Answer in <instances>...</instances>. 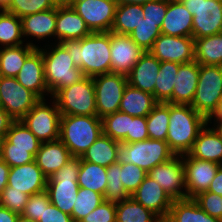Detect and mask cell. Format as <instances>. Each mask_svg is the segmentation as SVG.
<instances>
[{"label":"cell","mask_w":222,"mask_h":222,"mask_svg":"<svg viewBox=\"0 0 222 222\" xmlns=\"http://www.w3.org/2000/svg\"><path fill=\"white\" fill-rule=\"evenodd\" d=\"M62 44L84 76L111 73L110 31L92 32L82 39L68 40Z\"/></svg>","instance_id":"1"},{"label":"cell","mask_w":222,"mask_h":222,"mask_svg":"<svg viewBox=\"0 0 222 222\" xmlns=\"http://www.w3.org/2000/svg\"><path fill=\"white\" fill-rule=\"evenodd\" d=\"M169 115L166 142L175 155L188 154L208 120L191 105L169 103Z\"/></svg>","instance_id":"2"},{"label":"cell","mask_w":222,"mask_h":222,"mask_svg":"<svg viewBox=\"0 0 222 222\" xmlns=\"http://www.w3.org/2000/svg\"><path fill=\"white\" fill-rule=\"evenodd\" d=\"M54 45H48V50L46 46L45 49L38 47L42 52L45 81L51 97L60 89L77 83L85 77L82 70L74 65L66 47L58 42Z\"/></svg>","instance_id":"3"},{"label":"cell","mask_w":222,"mask_h":222,"mask_svg":"<svg viewBox=\"0 0 222 222\" xmlns=\"http://www.w3.org/2000/svg\"><path fill=\"white\" fill-rule=\"evenodd\" d=\"M101 134L102 120L98 116L61 115L59 140L73 157H82Z\"/></svg>","instance_id":"4"},{"label":"cell","mask_w":222,"mask_h":222,"mask_svg":"<svg viewBox=\"0 0 222 222\" xmlns=\"http://www.w3.org/2000/svg\"><path fill=\"white\" fill-rule=\"evenodd\" d=\"M174 156L166 141L148 138L132 143L119 142L117 163H133L148 173Z\"/></svg>","instance_id":"5"},{"label":"cell","mask_w":222,"mask_h":222,"mask_svg":"<svg viewBox=\"0 0 222 222\" xmlns=\"http://www.w3.org/2000/svg\"><path fill=\"white\" fill-rule=\"evenodd\" d=\"M80 157H71L68 162L47 180L46 192L50 202L62 212L72 215L79 191L78 173Z\"/></svg>","instance_id":"6"},{"label":"cell","mask_w":222,"mask_h":222,"mask_svg":"<svg viewBox=\"0 0 222 222\" xmlns=\"http://www.w3.org/2000/svg\"><path fill=\"white\" fill-rule=\"evenodd\" d=\"M61 115L97 116L92 77L60 89L53 97Z\"/></svg>","instance_id":"7"},{"label":"cell","mask_w":222,"mask_h":222,"mask_svg":"<svg viewBox=\"0 0 222 222\" xmlns=\"http://www.w3.org/2000/svg\"><path fill=\"white\" fill-rule=\"evenodd\" d=\"M222 101V66L199 65V79L191 107L207 120Z\"/></svg>","instance_id":"8"},{"label":"cell","mask_w":222,"mask_h":222,"mask_svg":"<svg viewBox=\"0 0 222 222\" xmlns=\"http://www.w3.org/2000/svg\"><path fill=\"white\" fill-rule=\"evenodd\" d=\"M45 101L41 99L21 121L39 141L52 142L59 140L61 113L54 100L52 106Z\"/></svg>","instance_id":"9"},{"label":"cell","mask_w":222,"mask_h":222,"mask_svg":"<svg viewBox=\"0 0 222 222\" xmlns=\"http://www.w3.org/2000/svg\"><path fill=\"white\" fill-rule=\"evenodd\" d=\"M182 3L193 15V38L222 32V0H185Z\"/></svg>","instance_id":"10"},{"label":"cell","mask_w":222,"mask_h":222,"mask_svg":"<svg viewBox=\"0 0 222 222\" xmlns=\"http://www.w3.org/2000/svg\"><path fill=\"white\" fill-rule=\"evenodd\" d=\"M92 78L95 89L97 116L102 119L106 115L119 111L122 95L128 84L127 76L108 73L96 75Z\"/></svg>","instance_id":"11"},{"label":"cell","mask_w":222,"mask_h":222,"mask_svg":"<svg viewBox=\"0 0 222 222\" xmlns=\"http://www.w3.org/2000/svg\"><path fill=\"white\" fill-rule=\"evenodd\" d=\"M40 100L16 78L0 76V106L14 120H21Z\"/></svg>","instance_id":"12"},{"label":"cell","mask_w":222,"mask_h":222,"mask_svg":"<svg viewBox=\"0 0 222 222\" xmlns=\"http://www.w3.org/2000/svg\"><path fill=\"white\" fill-rule=\"evenodd\" d=\"M69 4L83 18L91 32L111 31L116 0H70Z\"/></svg>","instance_id":"13"},{"label":"cell","mask_w":222,"mask_h":222,"mask_svg":"<svg viewBox=\"0 0 222 222\" xmlns=\"http://www.w3.org/2000/svg\"><path fill=\"white\" fill-rule=\"evenodd\" d=\"M147 175L154 179L173 200L186 199L185 169L182 156L158 164Z\"/></svg>","instance_id":"14"},{"label":"cell","mask_w":222,"mask_h":222,"mask_svg":"<svg viewBox=\"0 0 222 222\" xmlns=\"http://www.w3.org/2000/svg\"><path fill=\"white\" fill-rule=\"evenodd\" d=\"M193 37H175L160 34L149 51L160 62L180 64L195 61Z\"/></svg>","instance_id":"15"},{"label":"cell","mask_w":222,"mask_h":222,"mask_svg":"<svg viewBox=\"0 0 222 222\" xmlns=\"http://www.w3.org/2000/svg\"><path fill=\"white\" fill-rule=\"evenodd\" d=\"M111 73L128 76L134 65L145 53L126 34H118L110 31Z\"/></svg>","instance_id":"16"},{"label":"cell","mask_w":222,"mask_h":222,"mask_svg":"<svg viewBox=\"0 0 222 222\" xmlns=\"http://www.w3.org/2000/svg\"><path fill=\"white\" fill-rule=\"evenodd\" d=\"M182 158L185 169L186 196L193 198L198 193L208 190L221 165L193 158L189 154L182 155Z\"/></svg>","instance_id":"17"},{"label":"cell","mask_w":222,"mask_h":222,"mask_svg":"<svg viewBox=\"0 0 222 222\" xmlns=\"http://www.w3.org/2000/svg\"><path fill=\"white\" fill-rule=\"evenodd\" d=\"M131 197L155 213L163 222L167 219L173 203L170 195L148 175Z\"/></svg>","instance_id":"18"},{"label":"cell","mask_w":222,"mask_h":222,"mask_svg":"<svg viewBox=\"0 0 222 222\" xmlns=\"http://www.w3.org/2000/svg\"><path fill=\"white\" fill-rule=\"evenodd\" d=\"M48 178L35 161L10 168L7 186L29 196L45 191Z\"/></svg>","instance_id":"19"},{"label":"cell","mask_w":222,"mask_h":222,"mask_svg":"<svg viewBox=\"0 0 222 222\" xmlns=\"http://www.w3.org/2000/svg\"><path fill=\"white\" fill-rule=\"evenodd\" d=\"M56 38L58 43L79 40L92 32L70 4L56 6Z\"/></svg>","instance_id":"20"},{"label":"cell","mask_w":222,"mask_h":222,"mask_svg":"<svg viewBox=\"0 0 222 222\" xmlns=\"http://www.w3.org/2000/svg\"><path fill=\"white\" fill-rule=\"evenodd\" d=\"M26 89L31 90L40 99H45V93H50L44 76V61L42 52L36 48L25 60L24 65L15 77Z\"/></svg>","instance_id":"21"},{"label":"cell","mask_w":222,"mask_h":222,"mask_svg":"<svg viewBox=\"0 0 222 222\" xmlns=\"http://www.w3.org/2000/svg\"><path fill=\"white\" fill-rule=\"evenodd\" d=\"M161 62L150 52H145L127 76L128 84L154 96L155 83Z\"/></svg>","instance_id":"22"},{"label":"cell","mask_w":222,"mask_h":222,"mask_svg":"<svg viewBox=\"0 0 222 222\" xmlns=\"http://www.w3.org/2000/svg\"><path fill=\"white\" fill-rule=\"evenodd\" d=\"M73 157L69 149L60 141L42 142L34 161L49 178Z\"/></svg>","instance_id":"23"},{"label":"cell","mask_w":222,"mask_h":222,"mask_svg":"<svg viewBox=\"0 0 222 222\" xmlns=\"http://www.w3.org/2000/svg\"><path fill=\"white\" fill-rule=\"evenodd\" d=\"M193 15L182 2L168 1L161 33L175 37H192Z\"/></svg>","instance_id":"24"},{"label":"cell","mask_w":222,"mask_h":222,"mask_svg":"<svg viewBox=\"0 0 222 222\" xmlns=\"http://www.w3.org/2000/svg\"><path fill=\"white\" fill-rule=\"evenodd\" d=\"M199 79V64L196 61L179 66L174 88L173 104L192 105Z\"/></svg>","instance_id":"25"},{"label":"cell","mask_w":222,"mask_h":222,"mask_svg":"<svg viewBox=\"0 0 222 222\" xmlns=\"http://www.w3.org/2000/svg\"><path fill=\"white\" fill-rule=\"evenodd\" d=\"M206 125L198 133L193 147L188 153L191 157L212 161L222 165V138L212 127Z\"/></svg>","instance_id":"26"},{"label":"cell","mask_w":222,"mask_h":222,"mask_svg":"<svg viewBox=\"0 0 222 222\" xmlns=\"http://www.w3.org/2000/svg\"><path fill=\"white\" fill-rule=\"evenodd\" d=\"M20 19L23 37H35L37 40L56 37V7Z\"/></svg>","instance_id":"27"},{"label":"cell","mask_w":222,"mask_h":222,"mask_svg":"<svg viewBox=\"0 0 222 222\" xmlns=\"http://www.w3.org/2000/svg\"><path fill=\"white\" fill-rule=\"evenodd\" d=\"M158 104L154 96L129 84L124 89L119 111L133 117H147Z\"/></svg>","instance_id":"28"},{"label":"cell","mask_w":222,"mask_h":222,"mask_svg":"<svg viewBox=\"0 0 222 222\" xmlns=\"http://www.w3.org/2000/svg\"><path fill=\"white\" fill-rule=\"evenodd\" d=\"M3 48V49H2ZM38 45L27 42L25 45L0 48V76L16 77L25 63L26 58Z\"/></svg>","instance_id":"29"},{"label":"cell","mask_w":222,"mask_h":222,"mask_svg":"<svg viewBox=\"0 0 222 222\" xmlns=\"http://www.w3.org/2000/svg\"><path fill=\"white\" fill-rule=\"evenodd\" d=\"M164 222H222V220L208 215L193 198H186L173 200Z\"/></svg>","instance_id":"30"},{"label":"cell","mask_w":222,"mask_h":222,"mask_svg":"<svg viewBox=\"0 0 222 222\" xmlns=\"http://www.w3.org/2000/svg\"><path fill=\"white\" fill-rule=\"evenodd\" d=\"M118 144L119 141L101 134L86 150L81 159L103 167H109L111 164L117 163Z\"/></svg>","instance_id":"31"},{"label":"cell","mask_w":222,"mask_h":222,"mask_svg":"<svg viewBox=\"0 0 222 222\" xmlns=\"http://www.w3.org/2000/svg\"><path fill=\"white\" fill-rule=\"evenodd\" d=\"M195 61L199 65L222 66V32L194 38Z\"/></svg>","instance_id":"32"},{"label":"cell","mask_w":222,"mask_h":222,"mask_svg":"<svg viewBox=\"0 0 222 222\" xmlns=\"http://www.w3.org/2000/svg\"><path fill=\"white\" fill-rule=\"evenodd\" d=\"M107 167H103L80 157V169L78 173V185L104 196L107 186Z\"/></svg>","instance_id":"33"},{"label":"cell","mask_w":222,"mask_h":222,"mask_svg":"<svg viewBox=\"0 0 222 222\" xmlns=\"http://www.w3.org/2000/svg\"><path fill=\"white\" fill-rule=\"evenodd\" d=\"M180 65L175 62H161L154 89V98L158 103L173 104V88Z\"/></svg>","instance_id":"34"},{"label":"cell","mask_w":222,"mask_h":222,"mask_svg":"<svg viewBox=\"0 0 222 222\" xmlns=\"http://www.w3.org/2000/svg\"><path fill=\"white\" fill-rule=\"evenodd\" d=\"M144 18L142 5L117 4L111 32L129 35Z\"/></svg>","instance_id":"35"},{"label":"cell","mask_w":222,"mask_h":222,"mask_svg":"<svg viewBox=\"0 0 222 222\" xmlns=\"http://www.w3.org/2000/svg\"><path fill=\"white\" fill-rule=\"evenodd\" d=\"M116 222H163L132 197L116 204Z\"/></svg>","instance_id":"36"},{"label":"cell","mask_w":222,"mask_h":222,"mask_svg":"<svg viewBox=\"0 0 222 222\" xmlns=\"http://www.w3.org/2000/svg\"><path fill=\"white\" fill-rule=\"evenodd\" d=\"M5 139L11 143V148L30 149V153L35 157L40 148L41 141L24 125L21 120H15Z\"/></svg>","instance_id":"37"},{"label":"cell","mask_w":222,"mask_h":222,"mask_svg":"<svg viewBox=\"0 0 222 222\" xmlns=\"http://www.w3.org/2000/svg\"><path fill=\"white\" fill-rule=\"evenodd\" d=\"M22 37L21 19L4 11L0 15V45L4 47L22 45L24 44Z\"/></svg>","instance_id":"38"},{"label":"cell","mask_w":222,"mask_h":222,"mask_svg":"<svg viewBox=\"0 0 222 222\" xmlns=\"http://www.w3.org/2000/svg\"><path fill=\"white\" fill-rule=\"evenodd\" d=\"M169 103H158L146 117L150 139L166 141L169 124Z\"/></svg>","instance_id":"39"},{"label":"cell","mask_w":222,"mask_h":222,"mask_svg":"<svg viewBox=\"0 0 222 222\" xmlns=\"http://www.w3.org/2000/svg\"><path fill=\"white\" fill-rule=\"evenodd\" d=\"M101 120L103 134L116 141L127 143V133H130V115L117 111L106 115Z\"/></svg>","instance_id":"40"},{"label":"cell","mask_w":222,"mask_h":222,"mask_svg":"<svg viewBox=\"0 0 222 222\" xmlns=\"http://www.w3.org/2000/svg\"><path fill=\"white\" fill-rule=\"evenodd\" d=\"M161 25L162 22H150L141 18L140 23L129 35L144 52H149L161 34Z\"/></svg>","instance_id":"41"},{"label":"cell","mask_w":222,"mask_h":222,"mask_svg":"<svg viewBox=\"0 0 222 222\" xmlns=\"http://www.w3.org/2000/svg\"><path fill=\"white\" fill-rule=\"evenodd\" d=\"M103 200L104 197L102 194L79 187L71 215L74 222H80L85 216L97 208Z\"/></svg>","instance_id":"42"},{"label":"cell","mask_w":222,"mask_h":222,"mask_svg":"<svg viewBox=\"0 0 222 222\" xmlns=\"http://www.w3.org/2000/svg\"><path fill=\"white\" fill-rule=\"evenodd\" d=\"M121 163H114L107 167V186L104 200L111 203H120L131 196L126 192L120 180Z\"/></svg>","instance_id":"43"},{"label":"cell","mask_w":222,"mask_h":222,"mask_svg":"<svg viewBox=\"0 0 222 222\" xmlns=\"http://www.w3.org/2000/svg\"><path fill=\"white\" fill-rule=\"evenodd\" d=\"M56 7L51 0H11L4 9L19 18Z\"/></svg>","instance_id":"44"},{"label":"cell","mask_w":222,"mask_h":222,"mask_svg":"<svg viewBox=\"0 0 222 222\" xmlns=\"http://www.w3.org/2000/svg\"><path fill=\"white\" fill-rule=\"evenodd\" d=\"M146 175V171L133 163L121 164L120 180L130 196L137 190Z\"/></svg>","instance_id":"45"},{"label":"cell","mask_w":222,"mask_h":222,"mask_svg":"<svg viewBox=\"0 0 222 222\" xmlns=\"http://www.w3.org/2000/svg\"><path fill=\"white\" fill-rule=\"evenodd\" d=\"M1 159L12 168L33 162L35 157L30 153V149L11 148V143L4 138Z\"/></svg>","instance_id":"46"},{"label":"cell","mask_w":222,"mask_h":222,"mask_svg":"<svg viewBox=\"0 0 222 222\" xmlns=\"http://www.w3.org/2000/svg\"><path fill=\"white\" fill-rule=\"evenodd\" d=\"M28 198V194L11 190V186H6L0 195V205L21 215L25 210Z\"/></svg>","instance_id":"47"},{"label":"cell","mask_w":222,"mask_h":222,"mask_svg":"<svg viewBox=\"0 0 222 222\" xmlns=\"http://www.w3.org/2000/svg\"><path fill=\"white\" fill-rule=\"evenodd\" d=\"M198 206L208 215L222 220V196L210 191H203L193 197Z\"/></svg>","instance_id":"48"},{"label":"cell","mask_w":222,"mask_h":222,"mask_svg":"<svg viewBox=\"0 0 222 222\" xmlns=\"http://www.w3.org/2000/svg\"><path fill=\"white\" fill-rule=\"evenodd\" d=\"M50 198L45 191L29 196L26 207L22 215L24 217L38 221L45 208L50 204Z\"/></svg>","instance_id":"49"},{"label":"cell","mask_w":222,"mask_h":222,"mask_svg":"<svg viewBox=\"0 0 222 222\" xmlns=\"http://www.w3.org/2000/svg\"><path fill=\"white\" fill-rule=\"evenodd\" d=\"M80 222H116V204L103 200Z\"/></svg>","instance_id":"50"},{"label":"cell","mask_w":222,"mask_h":222,"mask_svg":"<svg viewBox=\"0 0 222 222\" xmlns=\"http://www.w3.org/2000/svg\"><path fill=\"white\" fill-rule=\"evenodd\" d=\"M168 0H152L142 5L144 18L150 22H163Z\"/></svg>","instance_id":"51"},{"label":"cell","mask_w":222,"mask_h":222,"mask_svg":"<svg viewBox=\"0 0 222 222\" xmlns=\"http://www.w3.org/2000/svg\"><path fill=\"white\" fill-rule=\"evenodd\" d=\"M149 138L146 117L130 115V133H127V143L144 141Z\"/></svg>","instance_id":"52"},{"label":"cell","mask_w":222,"mask_h":222,"mask_svg":"<svg viewBox=\"0 0 222 222\" xmlns=\"http://www.w3.org/2000/svg\"><path fill=\"white\" fill-rule=\"evenodd\" d=\"M37 222H74V220L71 215L62 212L50 203Z\"/></svg>","instance_id":"53"},{"label":"cell","mask_w":222,"mask_h":222,"mask_svg":"<svg viewBox=\"0 0 222 222\" xmlns=\"http://www.w3.org/2000/svg\"><path fill=\"white\" fill-rule=\"evenodd\" d=\"M15 120L0 106V135L6 136Z\"/></svg>","instance_id":"54"},{"label":"cell","mask_w":222,"mask_h":222,"mask_svg":"<svg viewBox=\"0 0 222 222\" xmlns=\"http://www.w3.org/2000/svg\"><path fill=\"white\" fill-rule=\"evenodd\" d=\"M207 191L216 193L217 195H222V165L217 170L216 175L211 181Z\"/></svg>","instance_id":"55"},{"label":"cell","mask_w":222,"mask_h":222,"mask_svg":"<svg viewBox=\"0 0 222 222\" xmlns=\"http://www.w3.org/2000/svg\"><path fill=\"white\" fill-rule=\"evenodd\" d=\"M10 166L0 158V195L8 183Z\"/></svg>","instance_id":"56"},{"label":"cell","mask_w":222,"mask_h":222,"mask_svg":"<svg viewBox=\"0 0 222 222\" xmlns=\"http://www.w3.org/2000/svg\"><path fill=\"white\" fill-rule=\"evenodd\" d=\"M18 215L0 205V222H17Z\"/></svg>","instance_id":"57"},{"label":"cell","mask_w":222,"mask_h":222,"mask_svg":"<svg viewBox=\"0 0 222 222\" xmlns=\"http://www.w3.org/2000/svg\"><path fill=\"white\" fill-rule=\"evenodd\" d=\"M214 120H222V101L219 103L217 110L213 113V115L208 119V124L212 123V119Z\"/></svg>","instance_id":"58"},{"label":"cell","mask_w":222,"mask_h":222,"mask_svg":"<svg viewBox=\"0 0 222 222\" xmlns=\"http://www.w3.org/2000/svg\"><path fill=\"white\" fill-rule=\"evenodd\" d=\"M152 1V0H116L117 4L123 5V4H138V5H144L145 3Z\"/></svg>","instance_id":"59"},{"label":"cell","mask_w":222,"mask_h":222,"mask_svg":"<svg viewBox=\"0 0 222 222\" xmlns=\"http://www.w3.org/2000/svg\"><path fill=\"white\" fill-rule=\"evenodd\" d=\"M213 128L219 134V136L222 138V120H214V127Z\"/></svg>","instance_id":"60"},{"label":"cell","mask_w":222,"mask_h":222,"mask_svg":"<svg viewBox=\"0 0 222 222\" xmlns=\"http://www.w3.org/2000/svg\"><path fill=\"white\" fill-rule=\"evenodd\" d=\"M17 222H37L36 220L24 217L22 214L18 215Z\"/></svg>","instance_id":"61"},{"label":"cell","mask_w":222,"mask_h":222,"mask_svg":"<svg viewBox=\"0 0 222 222\" xmlns=\"http://www.w3.org/2000/svg\"><path fill=\"white\" fill-rule=\"evenodd\" d=\"M56 6L67 5L70 3V0H51Z\"/></svg>","instance_id":"62"},{"label":"cell","mask_w":222,"mask_h":222,"mask_svg":"<svg viewBox=\"0 0 222 222\" xmlns=\"http://www.w3.org/2000/svg\"><path fill=\"white\" fill-rule=\"evenodd\" d=\"M11 0H0V7L5 9L9 4Z\"/></svg>","instance_id":"63"},{"label":"cell","mask_w":222,"mask_h":222,"mask_svg":"<svg viewBox=\"0 0 222 222\" xmlns=\"http://www.w3.org/2000/svg\"><path fill=\"white\" fill-rule=\"evenodd\" d=\"M4 136L0 135V158H1V153H2V144H3V140H4Z\"/></svg>","instance_id":"64"},{"label":"cell","mask_w":222,"mask_h":222,"mask_svg":"<svg viewBox=\"0 0 222 222\" xmlns=\"http://www.w3.org/2000/svg\"><path fill=\"white\" fill-rule=\"evenodd\" d=\"M168 1H173V2H183L185 0H168Z\"/></svg>","instance_id":"65"},{"label":"cell","mask_w":222,"mask_h":222,"mask_svg":"<svg viewBox=\"0 0 222 222\" xmlns=\"http://www.w3.org/2000/svg\"><path fill=\"white\" fill-rule=\"evenodd\" d=\"M5 10L3 8H0V15L4 12Z\"/></svg>","instance_id":"66"}]
</instances>
